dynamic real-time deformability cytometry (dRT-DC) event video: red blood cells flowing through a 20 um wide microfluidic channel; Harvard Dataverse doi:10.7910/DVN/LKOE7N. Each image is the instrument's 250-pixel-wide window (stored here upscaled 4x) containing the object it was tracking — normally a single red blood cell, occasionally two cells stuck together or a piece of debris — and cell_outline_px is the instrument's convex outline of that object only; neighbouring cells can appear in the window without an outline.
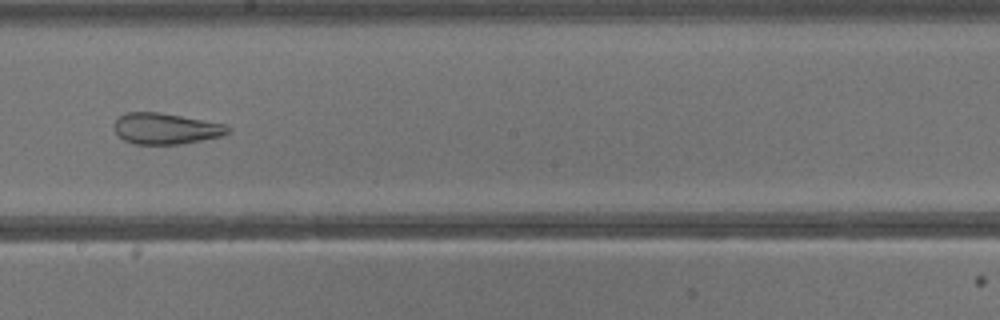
{"species": "common noctule bat (a hibernating species)", "species_latin": "Nyctalus noctula", "temperature_condition": "warm", "stored_images_in_passage": 40, "camera_frame_rate_fps": 3000, "um_per_image_px": 0.085, "animal": {"sex": "male", "body_mass_g": 13.3}, "frame": {"image": 1, "passage_image": 23, "time_ms": 7.333, "image_size_px": [1000, 320], "cell_outline_px": [[232, 132], [224, 136], [180, 144], [136, 144], [124, 140], [116, 132], [116, 120], [124, 112], [160, 112], [224, 124], [232, 128]], "centroid_in_image_um": [14.15, 10.93], "position_along_channel_um": 234.0, "area_um2": 20.52}}